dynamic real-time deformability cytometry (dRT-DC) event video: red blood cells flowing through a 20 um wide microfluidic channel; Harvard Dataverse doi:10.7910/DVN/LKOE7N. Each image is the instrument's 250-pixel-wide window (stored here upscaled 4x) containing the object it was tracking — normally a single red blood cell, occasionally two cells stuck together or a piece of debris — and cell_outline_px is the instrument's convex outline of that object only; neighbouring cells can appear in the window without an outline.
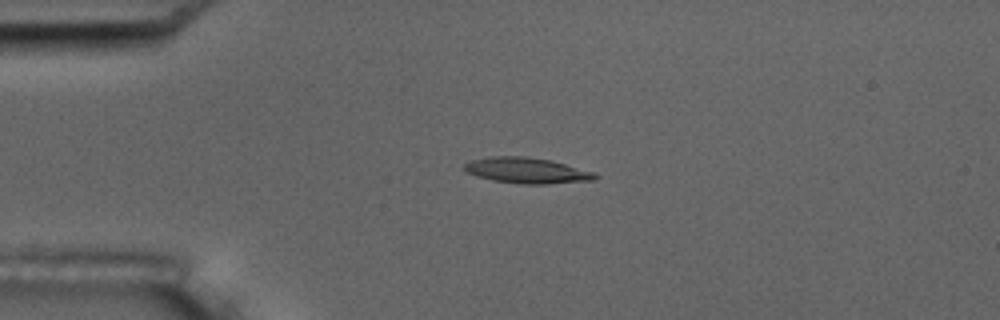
{"species": "common noctule bat (a hibernating species)", "species_latin": "Nyctalus noctula", "temperature_condition": "room temperature", "stored_images_in_passage": 3, "camera_frame_rate_fps": 3000, "um_per_image_px": 0.085, "animal": {"sex": "male", "body_mass_g": 17.5, "forearm_length_mm": 52.3}, "frame": {"image": 1, "passage_image": 2, "time_ms": 1.333, "image_size_px": [1000, 320], "cell_outline_px": [[600, 176], [596, 180], [544, 184], [520, 184], [492, 180], [476, 176], [464, 172], [464, 164], [472, 160], [492, 156], [524, 156], [552, 160], [596, 172]], "centroid_in_image_um": [44.82, 14.49], "position_along_channel_um": 40.2, "area_um2": 19.88}}